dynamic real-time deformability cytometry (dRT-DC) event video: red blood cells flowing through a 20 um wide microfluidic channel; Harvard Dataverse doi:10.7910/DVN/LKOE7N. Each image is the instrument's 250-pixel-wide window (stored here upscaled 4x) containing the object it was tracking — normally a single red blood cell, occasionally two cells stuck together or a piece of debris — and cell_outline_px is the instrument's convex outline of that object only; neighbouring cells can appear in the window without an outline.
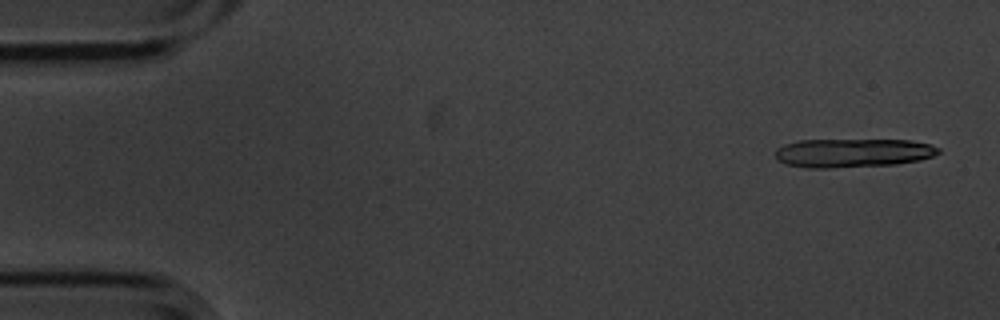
{"species": "common noctule bat (a hibernating species)", "species_latin": "Nyctalus noctula", "temperature_condition": "cold", "stored_images_in_passage": 6, "camera_frame_rate_fps": 3000, "um_per_image_px": 0.085, "animal": {"sex": "male", "body_mass_g": 20.1, "forearm_length_mm": 53.5}, "frame": {"image": 1, "passage_image": 1, "time_ms": 0.0, "image_size_px": [1000, 320], "cell_outline_px": [[940, 152], [932, 156], [920, 160], [896, 164], [832, 168], [804, 168], [784, 164], [776, 160], [776, 148], [784, 144], [800, 140], [912, 140], [928, 144], [940, 148]], "centroid_in_image_um": [72.45, 13.0], "position_along_channel_um": 12.6, "area_um2": 27.57}}